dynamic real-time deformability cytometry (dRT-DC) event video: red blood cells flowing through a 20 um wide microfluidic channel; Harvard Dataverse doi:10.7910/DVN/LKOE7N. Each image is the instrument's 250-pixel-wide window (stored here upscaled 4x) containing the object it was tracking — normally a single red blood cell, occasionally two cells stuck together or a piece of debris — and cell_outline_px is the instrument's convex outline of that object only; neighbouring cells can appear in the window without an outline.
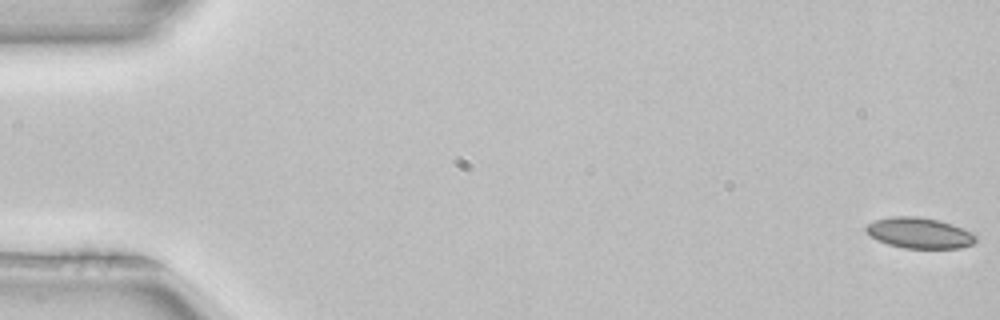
{"species": "common noctule bat (a hibernating species)", "species_latin": "Nyctalus noctula", "temperature_condition": "room temperature", "stored_images_in_passage": 52, "camera_frame_rate_fps": 3000, "um_per_image_px": 0.085, "animal": {"sex": "female", "body_mass_g": 22.7, "forearm_length_mm": 54.2}, "frame": {"image": 1, "passage_image": 1, "time_ms": 0.0, "image_size_px": [1000, 320], "cell_outline_px": [[976, 240], [972, 244], [960, 248], [904, 248], [888, 244], [876, 240], [864, 228], [868, 224], [876, 220], [892, 216], [920, 216], [940, 220], [952, 224], [972, 232], [976, 236]], "centroid_in_image_um": [78.16, 19.79], "position_along_channel_um": 6.8, "area_um2": 19.65}}
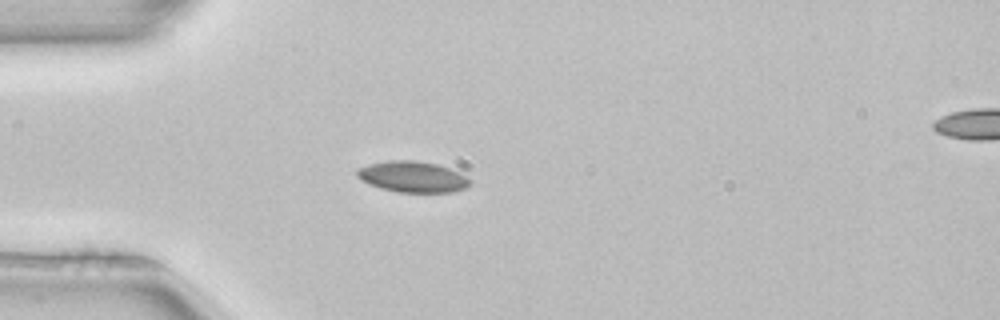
{"frame": {"image": 2, "passage_image": 15, "time_ms": 4.667, "image_size_px": [1000, 320], "cell_outline_px": [[472, 180], [468, 188], [452, 192], [396, 192], [380, 188], [368, 184], [360, 180], [356, 176], [356, 168], [368, 164], [388, 160], [416, 160], [436, 164], [460, 172]], "centroid_in_image_um": [35.05, 15.03], "position_along_channel_um": 49.9, "area_um2": 20.75}}
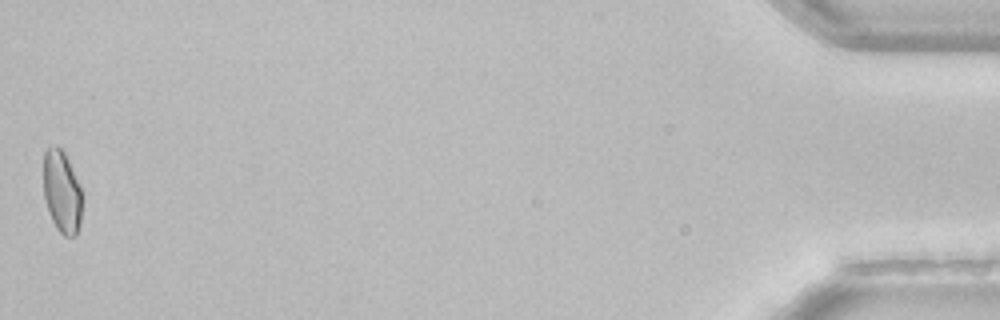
{"frame": {"image": 3, "passage_image": 52, "time_ms": 17.0, "image_size_px": [1000, 320], "cell_outline_px": [[80, 224], [76, 236], [64, 236], [56, 228], [48, 212], [44, 196], [44, 152], [52, 144], [56, 144], [64, 152], [68, 160], [80, 188]], "centroid_in_image_um": [5.23, 16.3], "position_along_channel_um": 430.0, "area_um2": 18.26}, "authors_computed_cell_mechanics": {"area_um2": 19.5942, "velocity_mm_per_s": 3.9835, "shape_relaxation_time_tau1_ms": null, "shape_relaxation_time_tau2_ms": 2.1151, "deformation_change_tau1": null, "deformation_change_tau2": 0.0694}}